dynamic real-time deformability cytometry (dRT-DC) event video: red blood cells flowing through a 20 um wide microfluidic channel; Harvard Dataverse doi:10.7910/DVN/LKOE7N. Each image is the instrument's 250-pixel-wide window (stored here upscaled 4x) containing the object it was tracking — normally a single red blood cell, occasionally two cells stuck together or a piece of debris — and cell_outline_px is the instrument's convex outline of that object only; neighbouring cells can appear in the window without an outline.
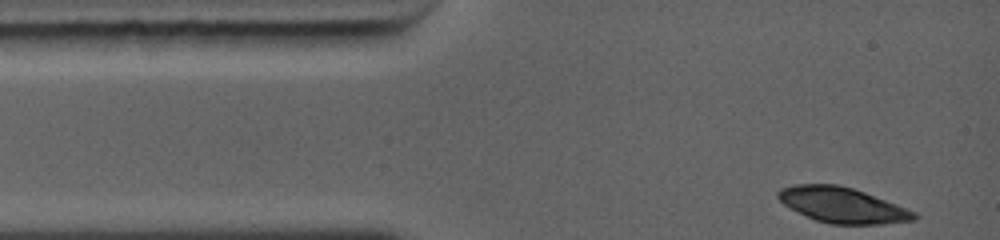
{"species": "common noctule bat (a hibernating species)", "species_latin": "Nyctalus noctula", "temperature_condition": "warm", "stored_images_in_passage": 6, "camera_frame_rate_fps": 5000, "um_per_image_px": 0.085, "animal": {"sex": "female", "body_mass_g": 19.0, "forearm_length_mm": 56.7}, "frame": {"image": 1, "passage_image": 1, "time_ms": 0.0, "image_size_px": [1000, 240], "cell_outline_px": [[920, 216], [916, 220], [880, 224], [832, 224], [816, 220], [784, 204], [776, 196], [776, 192], [780, 188], [792, 184], [836, 184], [852, 188], [864, 192], [896, 204], [916, 212]], "centroid_in_image_um": [71.61, 17.42], "position_along_channel_um": 13.4, "area_um2": 27.86}}